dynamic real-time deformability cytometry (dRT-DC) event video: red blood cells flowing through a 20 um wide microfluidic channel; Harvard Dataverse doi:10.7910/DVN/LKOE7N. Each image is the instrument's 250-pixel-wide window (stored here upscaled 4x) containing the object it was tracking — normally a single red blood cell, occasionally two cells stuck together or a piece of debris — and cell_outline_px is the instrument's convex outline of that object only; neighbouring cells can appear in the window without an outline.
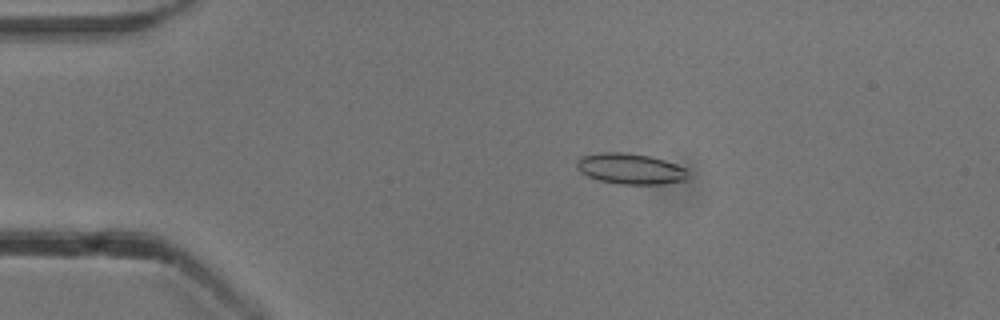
{"species": "common noctule bat (a hibernating species)", "species_latin": "Nyctalus noctula", "temperature_condition": "cold", "stored_images_in_passage": 46, "camera_frame_rate_fps": 3000, "um_per_image_px": 0.085, "animal": {"sex": "male", "body_mass_g": 13.3}, "frame": {"image": 1, "passage_image": 3, "time_ms": 0.667, "image_size_px": [1000, 320], "cell_outline_px": [[684, 180], [660, 184], [620, 184], [600, 180], [588, 176], [580, 172], [576, 168], [576, 160], [580, 156], [600, 152], [624, 152], [652, 156], [676, 164], [684, 168]], "centroid_in_image_um": [53.48, 14.32], "position_along_channel_um": 31.5, "area_um2": 19.77}}
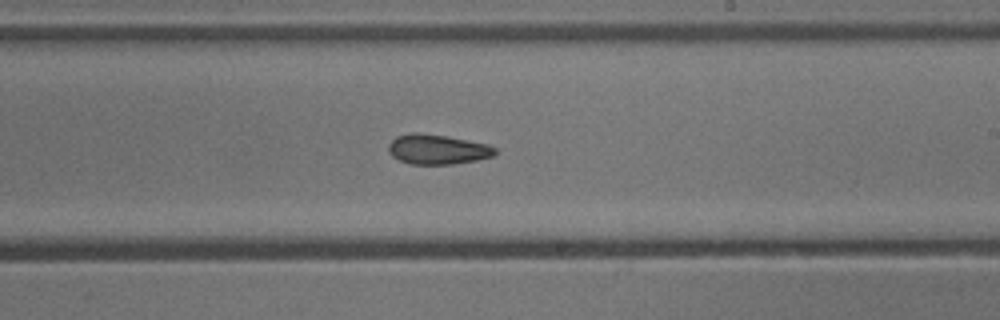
{"frame": {"image": 2, "passage_image": 24, "time_ms": 7.667, "image_size_px": [1000, 320], "cell_outline_px": [[496, 152], [492, 156], [476, 160], [452, 164], [408, 164], [392, 156], [388, 152], [388, 144], [396, 136], [412, 132], [416, 132], [448, 136], [488, 144], [496, 148]], "centroid_in_image_um": [37.15, 12.69], "position_along_channel_um": 251.8, "area_um2": 18.61}}
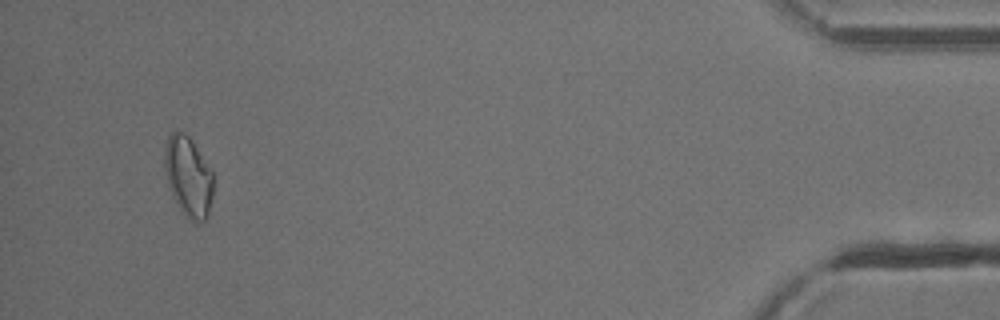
{"frame": {"image": 3, "passage_image": 43, "time_ms": 14.0, "image_size_px": [1000, 320], "cell_outline_px": [[212, 196], [208, 216], [204, 220], [196, 224], [180, 208], [172, 196], [168, 184], [164, 168], [164, 144], [168, 136], [172, 132], [184, 132], [192, 140], [212, 172]], "centroid_in_image_um": [15.98, 14.99], "position_along_channel_um": 419.2, "area_um2": 22.54}, "authors_computed_cell_mechanics": {"area_um2": 18.9873, "velocity_mm_per_s": 3.864, "shape_relaxation_time_tau1_ms": 3.7964, "shape_relaxation_time_tau2_ms": 3.6254, "deformation_change_tau1": 0.1212, "deformation_change_tau2": 0.1167}}